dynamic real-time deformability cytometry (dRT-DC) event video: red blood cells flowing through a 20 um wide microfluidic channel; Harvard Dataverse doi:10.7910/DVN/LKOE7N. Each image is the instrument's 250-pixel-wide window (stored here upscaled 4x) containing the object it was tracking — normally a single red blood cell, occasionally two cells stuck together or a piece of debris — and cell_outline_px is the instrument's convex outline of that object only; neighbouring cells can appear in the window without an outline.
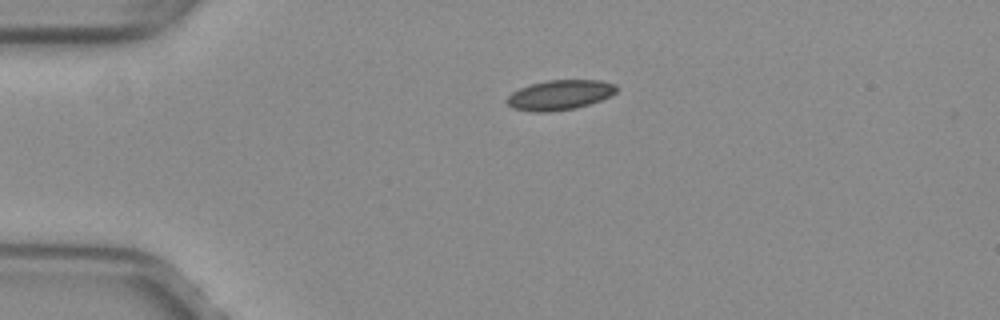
{"species": "common noctule bat (a hibernating species)", "species_latin": "Nyctalus noctula", "temperature_condition": "warm", "stored_images_in_passage": 11, "camera_frame_rate_fps": 3000, "um_per_image_px": 0.085, "animal": {"sex": "female", "body_mass_g": 29.2, "forearm_length_mm": 56.3}, "frame": {"image": 1, "passage_image": 1, "time_ms": 0.0, "image_size_px": [1000, 320], "cell_outline_px": [[616, 92], [612, 96], [576, 108], [548, 112], [532, 112], [512, 108], [504, 100], [512, 92], [520, 88], [532, 84], [548, 80], [600, 80], [616, 84]], "centroid_in_image_um": [47.57, 8.07], "position_along_channel_um": 37.4, "area_um2": 19.13}}
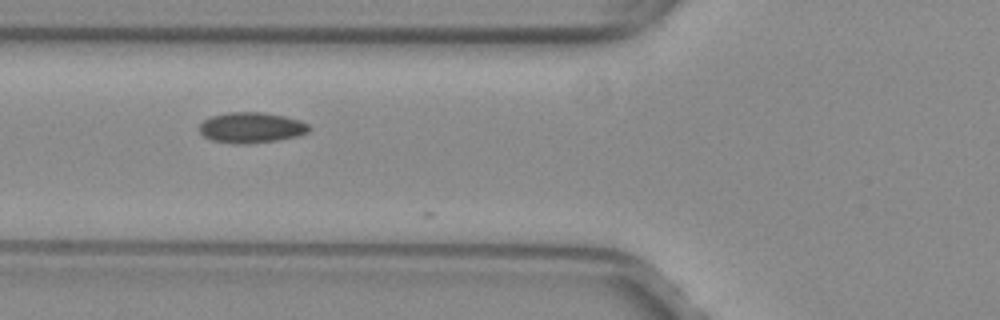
{"frame": {"image": 2, "passage_image": 9, "time_ms": 2.667, "image_size_px": [1000, 320], "cell_outline_px": [[312, 128], [308, 132], [296, 136], [276, 140], [244, 144], [236, 144], [212, 140], [204, 136], [200, 132], [200, 124], [204, 120], [212, 116], [228, 112], [264, 112], [284, 116], [300, 120], [308, 124]], "centroid_in_image_um": [21.37, 10.84], "position_along_channel_um": 104.4, "area_um2": 19.48}}